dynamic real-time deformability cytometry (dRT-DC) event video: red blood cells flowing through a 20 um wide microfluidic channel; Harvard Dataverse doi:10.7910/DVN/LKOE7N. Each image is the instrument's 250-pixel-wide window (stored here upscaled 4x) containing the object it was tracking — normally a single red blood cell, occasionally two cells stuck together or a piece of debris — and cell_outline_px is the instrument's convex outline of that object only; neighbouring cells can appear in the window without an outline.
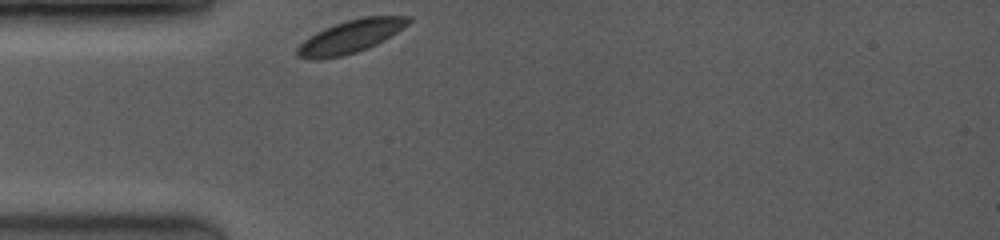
{"species": "common noctule bat (a hibernating species)", "species_latin": "Nyctalus noctula", "temperature_condition": "room temperature", "stored_images_in_passage": 34, "camera_frame_rate_fps": 3500, "um_per_image_px": 0.085, "animal": {"sex": "female", "body_mass_g": 19.0, "forearm_length_mm": 53.3}, "frame": {"image": 1, "passage_image": 1, "time_ms": 0.0, "image_size_px": [1000, 240], "cell_outline_px": [[412, 20], [408, 24], [384, 40], [368, 48], [344, 56], [316, 60], [296, 56], [296, 48], [304, 40], [316, 32], [324, 28], [348, 20], [364, 16], [412, 16]], "centroid_in_image_um": [29.79, 3.11], "position_along_channel_um": 55.2, "area_um2": 21.21}}
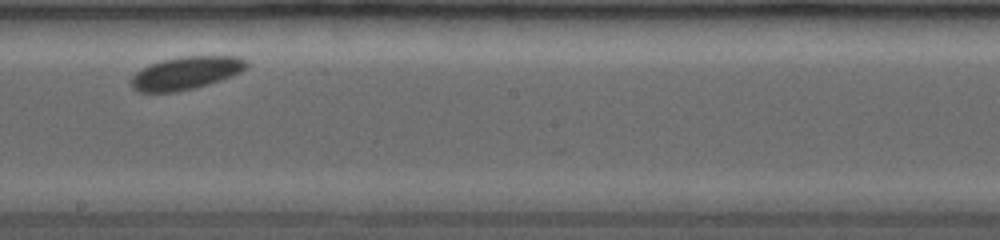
{"frame": {"image": 2, "passage_image": 18, "time_ms": 4.857, "image_size_px": [1000, 240], "cell_outline_px": [[248, 68], [240, 72], [220, 80], [208, 84], [176, 92], [140, 92], [132, 88], [132, 76], [140, 68], [160, 60], [180, 56], [240, 56], [248, 60]], "centroid_in_image_um": [15.82, 6.19], "position_along_channel_um": 232.4, "area_um2": 22.2}}
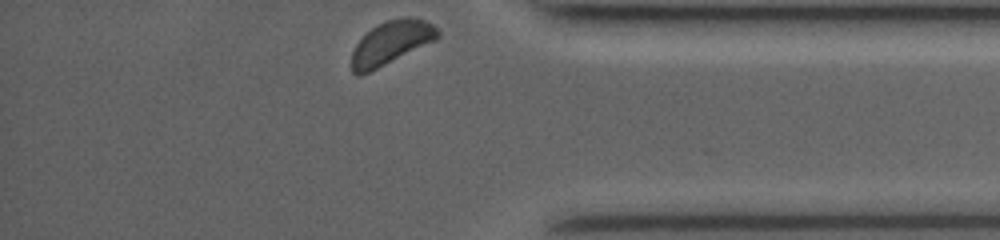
{"frame": {"image": 3, "passage_image": 34, "time_ms": 9.429, "image_size_px": [1000, 240], "cell_outline_px": [[440, 36], [436, 40], [360, 76], [356, 76], [352, 72], [352, 52], [356, 44], [372, 28], [384, 20], [404, 16], [408, 16], [424, 20], [432, 24], [440, 32]], "centroid_in_image_um": [33.25, 3.61], "position_along_channel_um": 401.9, "area_um2": 21.62}, "authors_computed_cell_mechanics": {"area_um2": 21.6461, "velocity_mm_per_s": 3.7908, "shape_relaxation_time_tau1_ms": 0.7712, "shape_relaxation_time_tau2_ms": null, "deformation_change_tau1": 0.0214, "deformation_change_tau2": null}}